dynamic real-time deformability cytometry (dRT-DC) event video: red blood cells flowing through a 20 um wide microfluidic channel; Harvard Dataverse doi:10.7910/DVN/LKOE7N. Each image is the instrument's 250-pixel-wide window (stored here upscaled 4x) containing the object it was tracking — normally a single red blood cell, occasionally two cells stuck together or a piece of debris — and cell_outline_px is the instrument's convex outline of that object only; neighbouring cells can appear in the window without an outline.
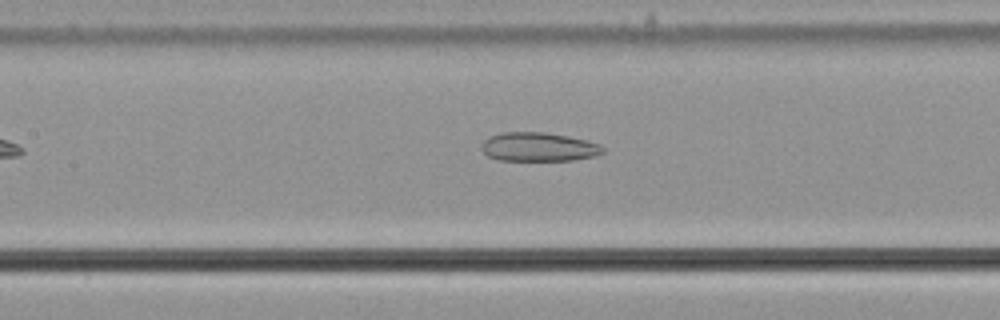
{"species": "common noctule bat (a hibernating species)", "species_latin": "Nyctalus noctula", "temperature_condition": "cold", "stored_images_in_passage": 46, "camera_frame_rate_fps": 3000, "um_per_image_px": 0.085, "animal": {"sex": "male", "body_mass_g": 21.5, "forearm_length_mm": 52.0}, "frame": {"image": 1, "passage_image": 16, "time_ms": 5.0, "image_size_px": [1000, 320], "cell_outline_px": [[604, 152], [596, 156], [572, 160], [496, 160], [488, 156], [480, 148], [480, 144], [484, 140], [500, 132], [544, 132], [568, 136], [600, 144], [604, 148]], "centroid_in_image_um": [45.76, 12.49], "position_along_channel_um": 161.6, "area_um2": 20.46}}
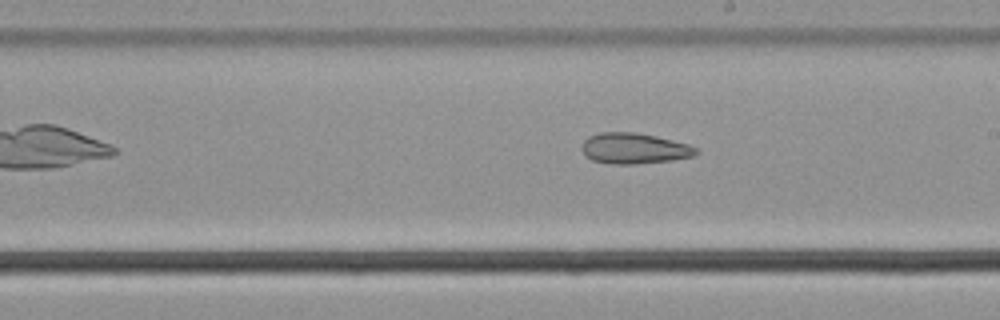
{"frame": {"image": 2, "passage_image": 22, "time_ms": 7.0, "image_size_px": [1000, 320], "cell_outline_px": [[700, 152], [692, 156], [672, 160], [636, 164], [612, 164], [592, 160], [584, 156], [580, 148], [584, 140], [588, 136], [600, 132], [636, 132], [656, 136], [688, 144], [696, 148]], "centroid_in_image_um": [53.86, 12.61], "position_along_channel_um": 235.1, "area_um2": 20.63}}
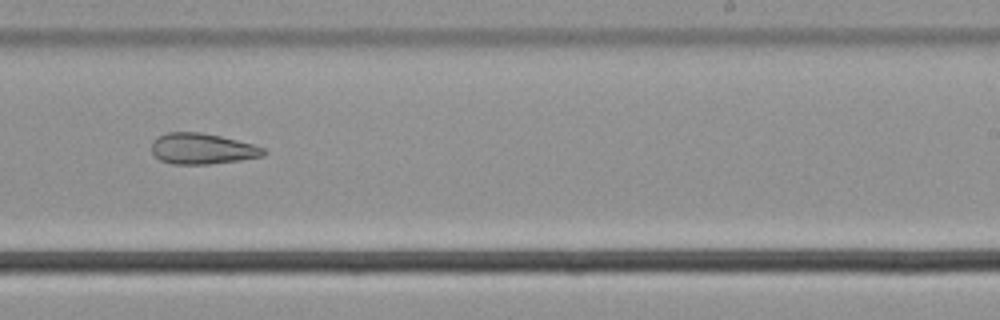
{"frame": {"image": 3, "passage_image": 25, "time_ms": 8.0, "image_size_px": [1000, 320], "cell_outline_px": [[268, 152], [264, 156], [240, 160], [208, 164], [172, 164], [160, 160], [152, 152], [152, 144], [156, 136], [168, 132], [200, 132], [220, 136], [252, 144], [264, 148]], "centroid_in_image_um": [17.19, 12.64], "position_along_channel_um": 271.8, "area_um2": 20.11}, "authors_computed_cell_mechanics": {"area_um2": 23.6691, "velocity_mm_per_s": 3.6804, "shape_relaxation_time_tau1_ms": null, "shape_relaxation_time_tau2_ms": 3.7082, "deformation_change_tau1": null, "deformation_change_tau2": 0.1229}}